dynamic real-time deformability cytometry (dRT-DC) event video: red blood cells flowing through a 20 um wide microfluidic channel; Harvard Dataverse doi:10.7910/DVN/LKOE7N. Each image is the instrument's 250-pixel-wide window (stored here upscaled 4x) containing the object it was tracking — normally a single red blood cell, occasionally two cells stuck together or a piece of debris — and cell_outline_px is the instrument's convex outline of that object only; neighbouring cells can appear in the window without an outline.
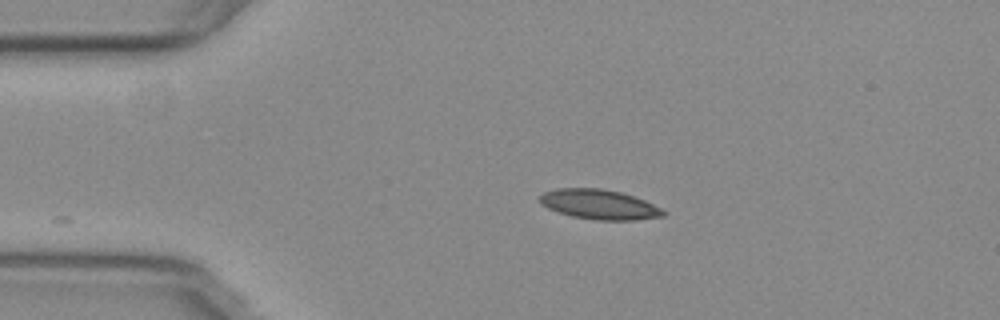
{"species": "common noctule bat (a hibernating species)", "species_latin": "Nyctalus noctula", "temperature_condition": "warm", "stored_images_in_passage": 20, "camera_frame_rate_fps": 3000, "um_per_image_px": 0.085, "animal": {"sex": "female", "body_mass_g": 29.2, "forearm_length_mm": 56.3}, "frame": {"image": 1, "passage_image": 1, "time_ms": 0.0, "image_size_px": [1000, 320], "cell_outline_px": [[668, 212], [664, 216], [636, 220], [596, 220], [572, 216], [548, 208], [540, 204], [540, 196], [544, 192], [556, 188], [600, 188], [620, 192], [644, 200]], "centroid_in_image_um": [50.94, 17.38], "position_along_channel_um": 34.1, "area_um2": 21.33}}
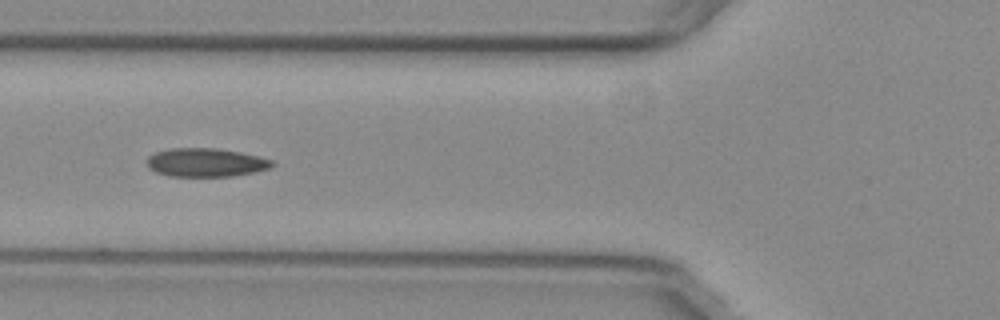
{"frame": {"image": 2, "passage_image": 10, "time_ms": 3.0, "image_size_px": [1000, 320], "cell_outline_px": [[276, 164], [272, 168], [256, 172], [232, 176], [168, 176], [156, 172], [148, 168], [144, 160], [148, 156], [156, 152], [172, 148], [216, 148], [240, 152], [260, 156], [272, 160]], "centroid_in_image_um": [17.5, 13.81], "position_along_channel_um": 108.3, "area_um2": 21.15}}
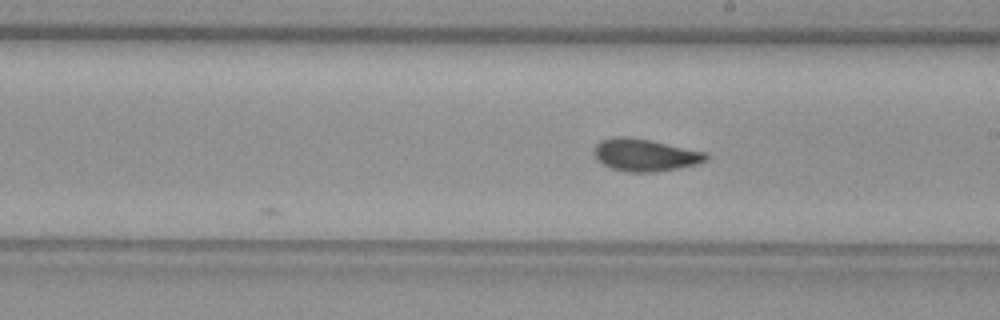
{"frame": {"image": 3, "passage_image": 20, "time_ms": 6.333, "image_size_px": [1000, 320], "cell_outline_px": [[708, 160], [700, 164], [656, 172], [624, 172], [612, 168], [596, 160], [592, 152], [596, 144], [600, 140], [616, 136], [624, 136], [652, 140], [704, 152], [708, 156]], "centroid_in_image_um": [54.8, 13.18], "position_along_channel_um": 234.2, "area_um2": 21.33}}